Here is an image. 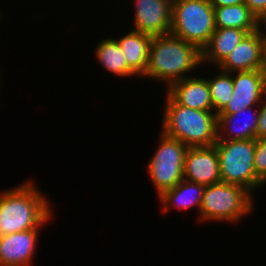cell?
I'll return each instance as SVG.
<instances>
[{"mask_svg":"<svg viewBox=\"0 0 266 266\" xmlns=\"http://www.w3.org/2000/svg\"><path fill=\"white\" fill-rule=\"evenodd\" d=\"M30 181L0 193V236L40 229L52 218L48 199Z\"/></svg>","mask_w":266,"mask_h":266,"instance_id":"cell-1","label":"cell"},{"mask_svg":"<svg viewBox=\"0 0 266 266\" xmlns=\"http://www.w3.org/2000/svg\"><path fill=\"white\" fill-rule=\"evenodd\" d=\"M198 65H202V51L172 33L153 36L146 71L142 77L163 81L167 89L175 82L187 78ZM186 76H185V75Z\"/></svg>","mask_w":266,"mask_h":266,"instance_id":"cell-2","label":"cell"},{"mask_svg":"<svg viewBox=\"0 0 266 266\" xmlns=\"http://www.w3.org/2000/svg\"><path fill=\"white\" fill-rule=\"evenodd\" d=\"M161 131L178 139L187 147L213 146L218 139V116L214 111H202L178 104L166 93Z\"/></svg>","mask_w":266,"mask_h":266,"instance_id":"cell-3","label":"cell"},{"mask_svg":"<svg viewBox=\"0 0 266 266\" xmlns=\"http://www.w3.org/2000/svg\"><path fill=\"white\" fill-rule=\"evenodd\" d=\"M251 193L244 187L219 182L205 186L199 215L202 221L238 222L254 209Z\"/></svg>","mask_w":266,"mask_h":266,"instance_id":"cell-4","label":"cell"},{"mask_svg":"<svg viewBox=\"0 0 266 266\" xmlns=\"http://www.w3.org/2000/svg\"><path fill=\"white\" fill-rule=\"evenodd\" d=\"M215 29L214 7L210 0H173L170 33L202 51Z\"/></svg>","mask_w":266,"mask_h":266,"instance_id":"cell-5","label":"cell"},{"mask_svg":"<svg viewBox=\"0 0 266 266\" xmlns=\"http://www.w3.org/2000/svg\"><path fill=\"white\" fill-rule=\"evenodd\" d=\"M221 182L235 184L251 194L263 183L257 178L254 168L255 139L217 140Z\"/></svg>","mask_w":266,"mask_h":266,"instance_id":"cell-6","label":"cell"},{"mask_svg":"<svg viewBox=\"0 0 266 266\" xmlns=\"http://www.w3.org/2000/svg\"><path fill=\"white\" fill-rule=\"evenodd\" d=\"M160 134L159 147L147 164L148 175L158 197L184 179V161L188 149L178 139L168 137L162 131Z\"/></svg>","mask_w":266,"mask_h":266,"instance_id":"cell-7","label":"cell"},{"mask_svg":"<svg viewBox=\"0 0 266 266\" xmlns=\"http://www.w3.org/2000/svg\"><path fill=\"white\" fill-rule=\"evenodd\" d=\"M265 50L266 36L258 30L248 33L218 66V69L230 73L262 70Z\"/></svg>","mask_w":266,"mask_h":266,"instance_id":"cell-8","label":"cell"},{"mask_svg":"<svg viewBox=\"0 0 266 266\" xmlns=\"http://www.w3.org/2000/svg\"><path fill=\"white\" fill-rule=\"evenodd\" d=\"M134 2V31L151 36L170 33L173 0H135Z\"/></svg>","mask_w":266,"mask_h":266,"instance_id":"cell-9","label":"cell"},{"mask_svg":"<svg viewBox=\"0 0 266 266\" xmlns=\"http://www.w3.org/2000/svg\"><path fill=\"white\" fill-rule=\"evenodd\" d=\"M266 85L262 70L235 72L233 95L218 114H233L252 106H259Z\"/></svg>","mask_w":266,"mask_h":266,"instance_id":"cell-10","label":"cell"},{"mask_svg":"<svg viewBox=\"0 0 266 266\" xmlns=\"http://www.w3.org/2000/svg\"><path fill=\"white\" fill-rule=\"evenodd\" d=\"M184 179L204 186L221 182L216 147H188L184 161Z\"/></svg>","mask_w":266,"mask_h":266,"instance_id":"cell-11","label":"cell"},{"mask_svg":"<svg viewBox=\"0 0 266 266\" xmlns=\"http://www.w3.org/2000/svg\"><path fill=\"white\" fill-rule=\"evenodd\" d=\"M38 236L39 229L0 236V266H30Z\"/></svg>","mask_w":266,"mask_h":266,"instance_id":"cell-12","label":"cell"},{"mask_svg":"<svg viewBox=\"0 0 266 266\" xmlns=\"http://www.w3.org/2000/svg\"><path fill=\"white\" fill-rule=\"evenodd\" d=\"M178 104L202 111H213L206 78L190 76L173 83L166 91Z\"/></svg>","mask_w":266,"mask_h":266,"instance_id":"cell-13","label":"cell"},{"mask_svg":"<svg viewBox=\"0 0 266 266\" xmlns=\"http://www.w3.org/2000/svg\"><path fill=\"white\" fill-rule=\"evenodd\" d=\"M254 107L258 108V106H252L246 109H242L241 111L233 113V114H217L218 116V139L217 140L256 139V129L258 126L259 109L257 108L255 109ZM248 113L249 114L251 113V114L246 120L243 121L242 125L239 126L238 125L239 123H236L238 118H240L241 120V117L244 114L246 115ZM242 118L245 119L244 116Z\"/></svg>","mask_w":266,"mask_h":266,"instance_id":"cell-14","label":"cell"},{"mask_svg":"<svg viewBox=\"0 0 266 266\" xmlns=\"http://www.w3.org/2000/svg\"><path fill=\"white\" fill-rule=\"evenodd\" d=\"M248 33L238 28H216L202 49V64L209 62L218 67Z\"/></svg>","mask_w":266,"mask_h":266,"instance_id":"cell-15","label":"cell"},{"mask_svg":"<svg viewBox=\"0 0 266 266\" xmlns=\"http://www.w3.org/2000/svg\"><path fill=\"white\" fill-rule=\"evenodd\" d=\"M152 38L151 35L131 30L116 39L125 56L127 66L141 78L147 68Z\"/></svg>","mask_w":266,"mask_h":266,"instance_id":"cell-16","label":"cell"},{"mask_svg":"<svg viewBox=\"0 0 266 266\" xmlns=\"http://www.w3.org/2000/svg\"><path fill=\"white\" fill-rule=\"evenodd\" d=\"M204 188V185L183 179L172 189L165 191L159 196L163 212L170 210L171 206L174 209H189L190 207L197 206L199 213Z\"/></svg>","mask_w":266,"mask_h":266,"instance_id":"cell-17","label":"cell"},{"mask_svg":"<svg viewBox=\"0 0 266 266\" xmlns=\"http://www.w3.org/2000/svg\"><path fill=\"white\" fill-rule=\"evenodd\" d=\"M216 28H238L250 33L257 30V17L244 3L214 7Z\"/></svg>","mask_w":266,"mask_h":266,"instance_id":"cell-18","label":"cell"},{"mask_svg":"<svg viewBox=\"0 0 266 266\" xmlns=\"http://www.w3.org/2000/svg\"><path fill=\"white\" fill-rule=\"evenodd\" d=\"M95 58L102 65L103 69L118 75V77L136 76V74L127 66L124 54L115 39H103L95 48Z\"/></svg>","mask_w":266,"mask_h":266,"instance_id":"cell-19","label":"cell"},{"mask_svg":"<svg viewBox=\"0 0 266 266\" xmlns=\"http://www.w3.org/2000/svg\"><path fill=\"white\" fill-rule=\"evenodd\" d=\"M213 105V111L218 114L233 95V75L220 70L216 76L207 79Z\"/></svg>","mask_w":266,"mask_h":266,"instance_id":"cell-20","label":"cell"},{"mask_svg":"<svg viewBox=\"0 0 266 266\" xmlns=\"http://www.w3.org/2000/svg\"><path fill=\"white\" fill-rule=\"evenodd\" d=\"M254 168L257 178L266 184V137L255 139Z\"/></svg>","mask_w":266,"mask_h":266,"instance_id":"cell-21","label":"cell"},{"mask_svg":"<svg viewBox=\"0 0 266 266\" xmlns=\"http://www.w3.org/2000/svg\"><path fill=\"white\" fill-rule=\"evenodd\" d=\"M263 104V105H262ZM258 126L256 129V138L266 137V91L263 94L262 101L259 106Z\"/></svg>","mask_w":266,"mask_h":266,"instance_id":"cell-22","label":"cell"},{"mask_svg":"<svg viewBox=\"0 0 266 266\" xmlns=\"http://www.w3.org/2000/svg\"><path fill=\"white\" fill-rule=\"evenodd\" d=\"M244 4L257 18L266 8V0H244Z\"/></svg>","mask_w":266,"mask_h":266,"instance_id":"cell-23","label":"cell"},{"mask_svg":"<svg viewBox=\"0 0 266 266\" xmlns=\"http://www.w3.org/2000/svg\"><path fill=\"white\" fill-rule=\"evenodd\" d=\"M213 7L231 6L244 3V0H210Z\"/></svg>","mask_w":266,"mask_h":266,"instance_id":"cell-24","label":"cell"},{"mask_svg":"<svg viewBox=\"0 0 266 266\" xmlns=\"http://www.w3.org/2000/svg\"><path fill=\"white\" fill-rule=\"evenodd\" d=\"M264 26V29H262ZM257 30L260 31L264 36H266V8L257 18ZM264 30V31H262Z\"/></svg>","mask_w":266,"mask_h":266,"instance_id":"cell-25","label":"cell"},{"mask_svg":"<svg viewBox=\"0 0 266 266\" xmlns=\"http://www.w3.org/2000/svg\"><path fill=\"white\" fill-rule=\"evenodd\" d=\"M262 71H263L265 85H266V50H265V55H264V65H263Z\"/></svg>","mask_w":266,"mask_h":266,"instance_id":"cell-26","label":"cell"}]
</instances>
